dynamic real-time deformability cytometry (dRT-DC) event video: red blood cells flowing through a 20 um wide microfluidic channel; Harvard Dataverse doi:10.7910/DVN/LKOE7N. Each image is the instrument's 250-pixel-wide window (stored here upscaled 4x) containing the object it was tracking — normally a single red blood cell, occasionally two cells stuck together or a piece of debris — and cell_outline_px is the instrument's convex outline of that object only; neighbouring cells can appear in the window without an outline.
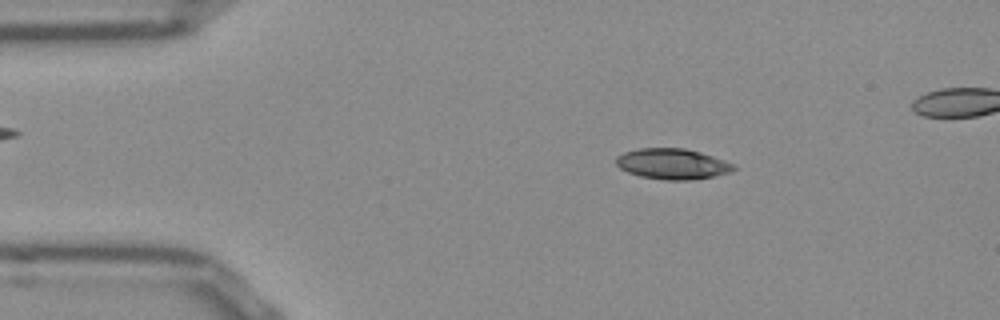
{"species": "Egyptian fruit bat (a non-hibernating species)", "species_latin": "Rousettus aegyptiacus", "temperature_condition": "room temperature", "stored_images_in_passage": 48, "camera_frame_rate_fps": 3000, "um_per_image_px": 0.085, "frame": {"image": 1, "passage_image": 8, "time_ms": 2.333, "image_size_px": [1000, 320], "cell_outline_px": [[736, 168], [732, 172], [716, 176], [692, 180], [664, 180], [640, 176], [628, 172], [620, 168], [616, 164], [616, 156], [624, 152], [636, 148], [684, 148], [700, 152], [712, 156], [732, 164]], "centroid_in_image_um": [57.13, 13.94], "position_along_channel_um": 27.9, "area_um2": 21.04}}
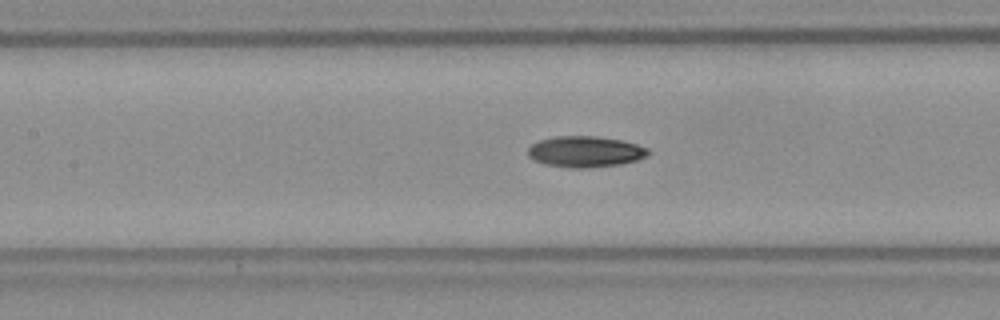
{"frame": {"image": 2, "passage_image": 22, "time_ms": 7.0, "image_size_px": [1000, 320], "cell_outline_px": [[652, 152], [648, 156], [636, 160], [620, 164], [584, 168], [576, 168], [544, 164], [528, 156], [528, 148], [532, 144], [540, 140], [556, 136], [596, 136], [620, 140], [636, 144], [648, 148]], "centroid_in_image_um": [49.77, 12.88], "position_along_channel_um": 157.6, "area_um2": 21.62}}
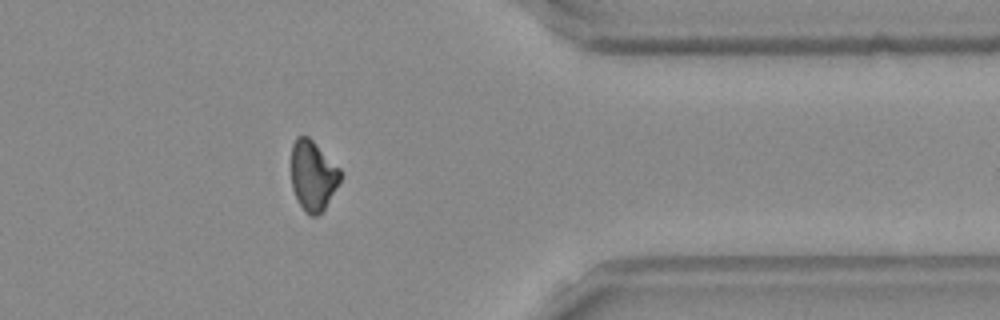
{"frame": {"image": 3, "passage_image": 41, "time_ms": 13.333, "image_size_px": [1000, 320], "cell_outline_px": [[340, 180], [324, 208], [316, 216], [312, 216], [304, 212], [292, 188], [292, 144], [296, 136], [308, 136], [340, 168]], "centroid_in_image_um": [26.58, 14.91], "position_along_channel_um": 384.8, "area_um2": 19.65}, "authors_computed_cell_mechanics": {"area_um2": 20.7502, "velocity_mm_per_s": 3.8623, "shape_relaxation_time_tau1_ms": 10.1104, "shape_relaxation_time_tau2_ms": null, "deformation_change_tau1": 0.2039, "deformation_change_tau2": null}}